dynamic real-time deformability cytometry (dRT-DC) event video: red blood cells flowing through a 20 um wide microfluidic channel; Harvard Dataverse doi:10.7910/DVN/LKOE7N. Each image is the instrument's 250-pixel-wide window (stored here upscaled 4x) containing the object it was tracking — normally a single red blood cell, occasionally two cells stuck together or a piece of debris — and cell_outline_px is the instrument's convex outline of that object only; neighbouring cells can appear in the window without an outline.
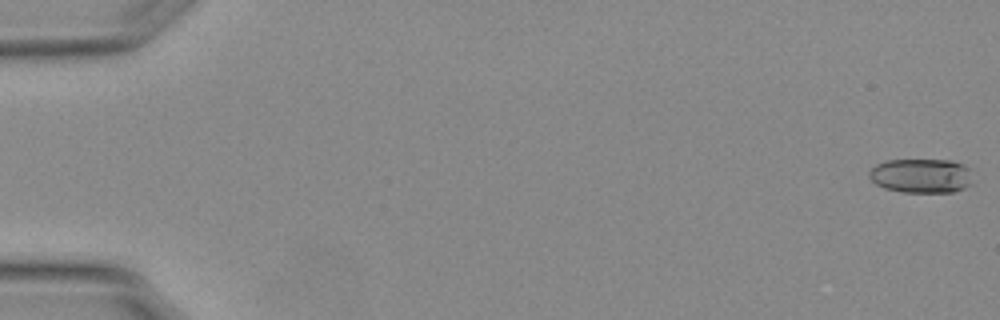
{"species": "Egyptian fruit bat (a non-hibernating species)", "species_latin": "Rousettus aegyptiacus", "temperature_condition": "warm", "stored_images_in_passage": 29, "camera_frame_rate_fps": 3000, "um_per_image_px": 0.085, "animal": {"sex": "female"}, "frame": {"image": 1, "passage_image": 1, "time_ms": 0.0, "image_size_px": [1000, 320], "cell_outline_px": [[972, 184], [964, 188], [952, 192], [904, 192], [884, 188], [876, 184], [868, 176], [868, 172], [876, 164], [884, 160], [952, 160], [964, 164], [968, 168]], "centroid_in_image_um": [78.29, 14.93], "position_along_channel_um": 6.7, "area_um2": 20.81}}
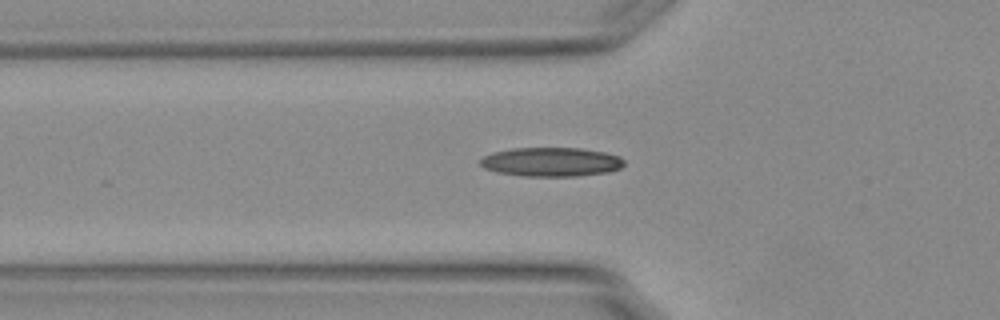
{"frame": {"image": 2, "passage_image": 20, "time_ms": 6.333, "image_size_px": [1000, 320], "cell_outline_px": [[624, 164], [620, 168], [608, 172], [576, 176], [524, 176], [496, 172], [484, 168], [480, 164], [480, 160], [484, 156], [492, 152], [512, 148], [580, 148], [604, 152], [620, 156], [624, 160]], "centroid_in_image_um": [46.84, 13.76], "position_along_channel_um": 79.0, "area_um2": 24.39}}
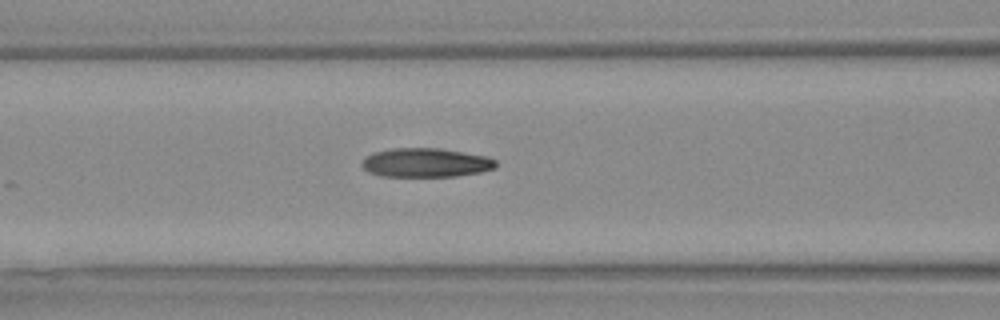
{"frame": {"image": 3, "passage_image": 24, "time_ms": 7.667, "image_size_px": [1000, 320], "cell_outline_px": [[496, 168], [480, 172], [456, 176], [380, 176], [368, 172], [360, 164], [368, 156], [376, 152], [392, 148], [440, 148], [484, 156], [496, 160]], "centroid_in_image_um": [36.19, 13.83], "position_along_channel_um": 130.4, "area_um2": 22.43}}